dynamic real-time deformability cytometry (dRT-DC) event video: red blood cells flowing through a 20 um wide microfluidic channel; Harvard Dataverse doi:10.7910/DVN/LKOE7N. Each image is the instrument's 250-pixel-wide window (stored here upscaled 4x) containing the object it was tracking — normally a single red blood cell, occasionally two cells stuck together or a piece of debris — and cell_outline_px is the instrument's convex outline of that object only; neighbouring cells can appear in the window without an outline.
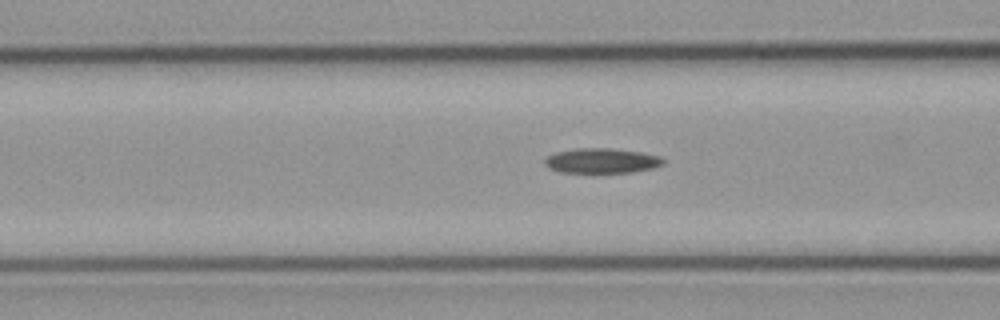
{"species": "common noctule bat (a hibernating species)", "species_latin": "Nyctalus noctula", "temperature_condition": "cold", "stored_images_in_passage": 32, "camera_frame_rate_fps": 3000, "um_per_image_px": 0.085, "animal": {"sex": "male", "body_mass_g": 23.1, "forearm_length_mm": 52.7}, "frame": {"image": 1, "passage_image": 10, "time_ms": 3.0, "image_size_px": [1000, 320], "cell_outline_px": [[664, 164], [652, 168], [632, 172], [560, 172], [548, 168], [544, 164], [544, 160], [548, 156], [556, 152], [576, 148], [608, 148], [640, 152], [660, 156], [664, 160]], "centroid_in_image_um": [51.12, 13.66], "position_along_channel_um": 115.5, "area_um2": 17.11}}
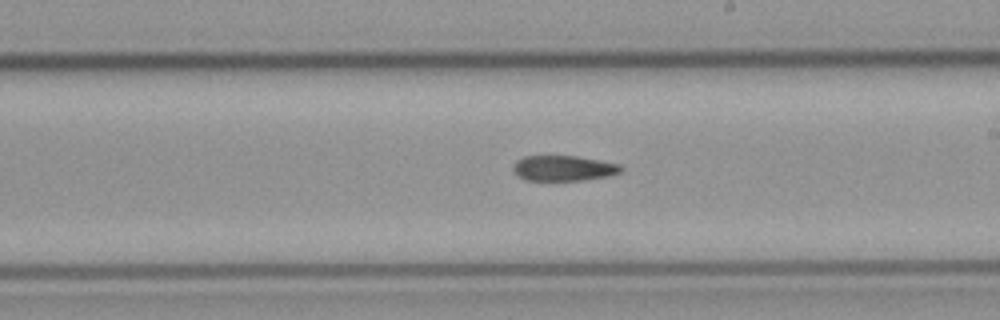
{"frame": {"image": 2, "passage_image": 20, "time_ms": 6.333, "image_size_px": [1000, 320], "cell_outline_px": [[624, 168], [620, 172], [608, 176], [580, 180], [524, 180], [512, 168], [516, 160], [524, 156], [576, 156], [600, 160], [620, 164]], "centroid_in_image_um": [47.91, 14.29], "position_along_channel_um": 241.1, "area_um2": 15.84}}
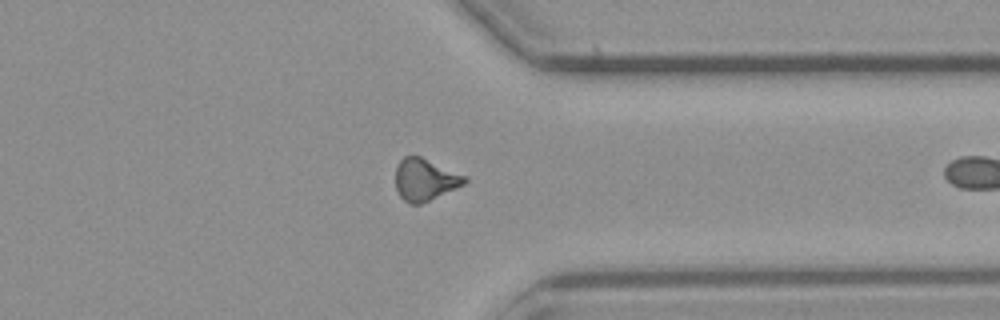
{"frame": {"image": 3, "passage_image": 31, "time_ms": 10.0, "image_size_px": [1000, 320], "cell_outline_px": [[468, 180], [464, 184], [456, 188], [420, 204], [412, 204], [404, 200], [400, 196], [396, 188], [396, 168], [400, 160], [404, 156], [420, 156], [468, 176]], "centroid_in_image_um": [36.14, 15.25], "position_along_channel_um": 375.3, "area_um2": 16.82}}